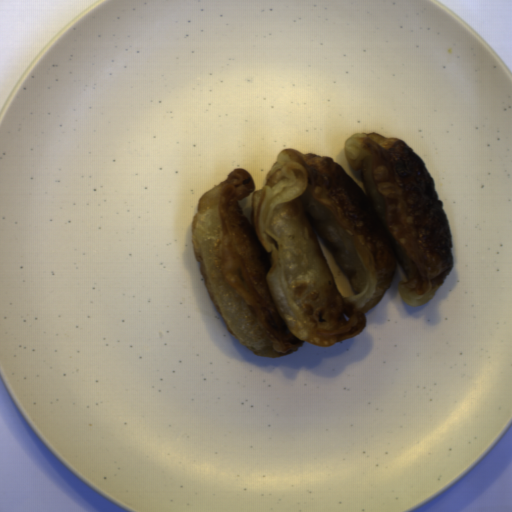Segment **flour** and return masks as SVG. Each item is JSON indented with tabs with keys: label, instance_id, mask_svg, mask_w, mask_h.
Wrapping results in <instances>:
<instances>
[{
	"label": "flour",
	"instance_id": "1",
	"mask_svg": "<svg viewBox=\"0 0 512 512\" xmlns=\"http://www.w3.org/2000/svg\"><path fill=\"white\" fill-rule=\"evenodd\" d=\"M333 157L284 148L262 189L230 170L197 200L191 245L229 335L256 356L357 336L398 274L401 302L428 303L454 268L443 200L405 141L354 132Z\"/></svg>",
	"mask_w": 512,
	"mask_h": 512
}]
</instances>
